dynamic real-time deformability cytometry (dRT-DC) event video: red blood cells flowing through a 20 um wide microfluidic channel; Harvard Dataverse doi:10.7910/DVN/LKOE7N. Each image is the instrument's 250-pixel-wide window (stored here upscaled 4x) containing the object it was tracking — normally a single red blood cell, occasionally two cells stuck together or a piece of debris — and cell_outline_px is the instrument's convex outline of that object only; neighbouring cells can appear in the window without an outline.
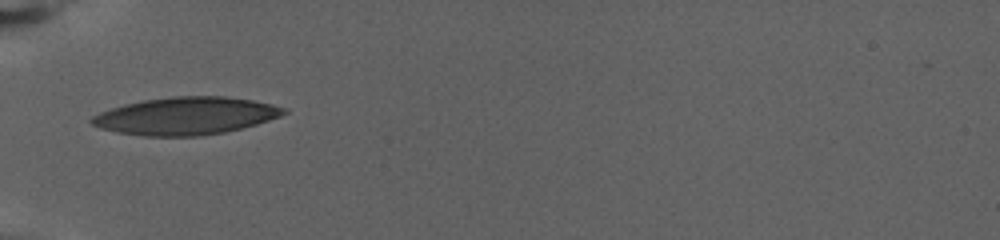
{"species": "human", "species_latin": "Homo sapiens", "temperature_condition": "warm", "stored_images_in_passage": 4, "camera_frame_rate_fps": 3000, "um_per_image_px": 0.085, "donor": {"sex": "female"}, "frame": {"image": 1, "passage_image": 1, "time_ms": 0.0, "image_size_px": [1000, 240], "cell_outline_px": [[288, 112], [280, 116], [256, 124], [224, 132], [200, 136], [144, 136], [116, 132], [100, 128], [92, 124], [88, 120], [92, 116], [100, 112], [124, 104], [144, 100], [172, 96], [224, 96], [252, 100], [272, 104], [288, 108]], "centroid_in_image_um": [15.78, 9.85], "position_along_channel_um": 69.2, "area_um2": 42.02}}
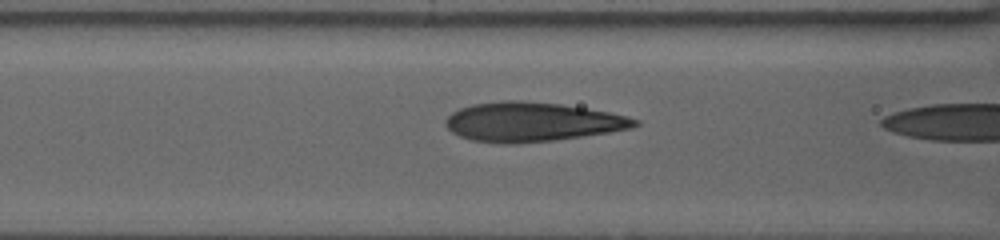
{"frame": {"image": 2, "passage_image": 3, "time_ms": 0.667, "image_size_px": [1000, 240], "cell_outline_px": [[640, 124], [632, 128], [608, 132], [552, 140], [516, 144], [508, 144], [472, 140], [460, 136], [452, 132], [444, 124], [444, 120], [452, 112], [460, 108], [472, 104], [500, 100], [516, 100], [560, 104], [608, 112], [628, 116], [640, 120]], "centroid_in_image_um": [45.19, 10.36], "position_along_channel_um": 121.4, "area_um2": 43.12}}